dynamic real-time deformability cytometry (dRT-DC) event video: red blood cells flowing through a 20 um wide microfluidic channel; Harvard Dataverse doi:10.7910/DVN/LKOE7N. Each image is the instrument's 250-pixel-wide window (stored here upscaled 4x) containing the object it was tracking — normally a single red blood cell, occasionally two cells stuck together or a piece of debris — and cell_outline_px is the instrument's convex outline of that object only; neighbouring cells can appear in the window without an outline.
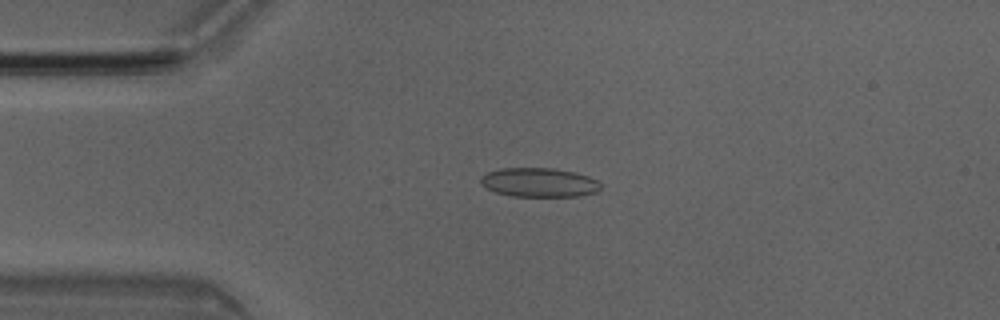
{"species": "Egyptian fruit bat (a non-hibernating species)", "species_latin": "Rousettus aegyptiacus", "temperature_condition": "room temperature", "stored_images_in_passage": 5, "camera_frame_rate_fps": 3000, "um_per_image_px": 0.085, "animal": {"sex": "male"}, "frame": {"image": 1, "passage_image": 3, "time_ms": 0.667, "image_size_px": [1000, 320], "cell_outline_px": [[600, 188], [596, 192], [580, 196], [512, 196], [496, 192], [480, 184], [480, 176], [488, 172], [500, 168], [552, 168], [576, 172], [588, 176], [596, 180], [600, 184]], "centroid_in_image_um": [45.81, 15.5], "position_along_channel_um": 39.2, "area_um2": 20.35}}